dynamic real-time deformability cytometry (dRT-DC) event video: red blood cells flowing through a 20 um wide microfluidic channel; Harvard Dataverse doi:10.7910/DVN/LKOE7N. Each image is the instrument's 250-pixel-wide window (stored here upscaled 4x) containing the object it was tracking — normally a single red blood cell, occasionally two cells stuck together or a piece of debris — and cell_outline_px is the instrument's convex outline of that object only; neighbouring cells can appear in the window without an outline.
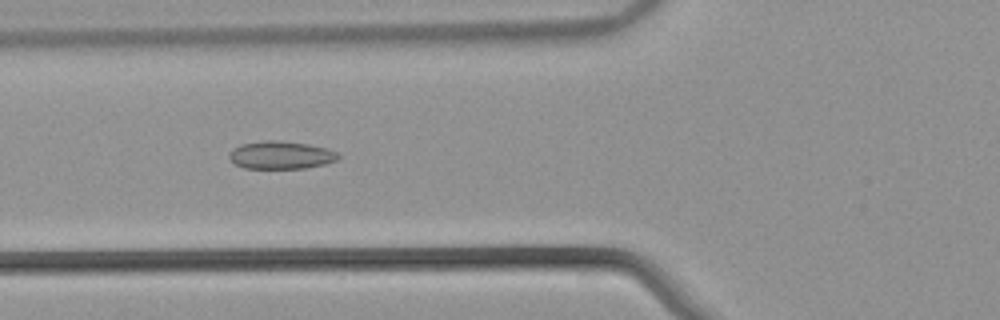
{"species": "common noctule bat (a hibernating species)", "species_latin": "Nyctalus noctula", "temperature_condition": "warm", "stored_images_in_passage": 54, "camera_frame_rate_fps": 3000, "um_per_image_px": 0.085, "animal": {"sex": "male", "body_mass_g": 21.5, "forearm_length_mm": 52.0}, "frame": {"image": 1, "passage_image": 21, "time_ms": 6.667, "image_size_px": [1000, 320], "cell_outline_px": [[340, 156], [336, 160], [324, 164], [308, 168], [244, 168], [236, 164], [228, 156], [232, 148], [240, 144], [268, 140], [272, 140], [308, 144], [328, 148], [336, 152]], "centroid_in_image_um": [23.87, 13.18], "position_along_channel_um": 101.9, "area_um2": 17.57}}
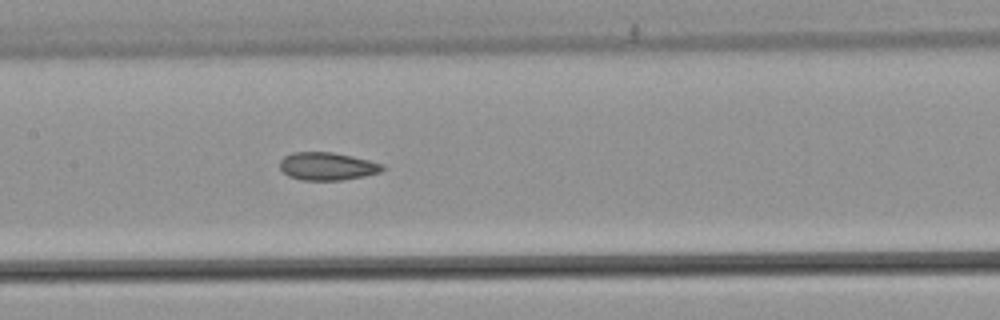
{"frame": {"image": 2, "passage_image": 27, "time_ms": 8.667, "image_size_px": [1000, 320], "cell_outline_px": [[384, 168], [380, 172], [364, 176], [344, 180], [300, 180], [288, 176], [280, 168], [280, 160], [284, 156], [292, 152], [332, 152], [352, 156], [384, 164]], "centroid_in_image_um": [27.8, 14.13], "position_along_channel_um": 179.6, "area_um2": 16.7}}
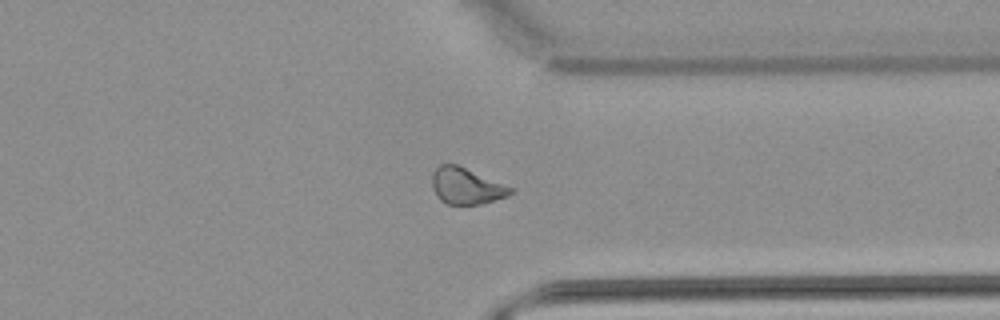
{"frame": {"image": 3, "passage_image": 42, "time_ms": 13.667, "image_size_px": [1000, 320], "cell_outline_px": [[512, 192], [508, 196], [480, 204], [444, 204], [436, 196], [432, 188], [432, 172], [440, 164], [456, 164], [512, 188]], "centroid_in_image_um": [39.57, 15.82], "position_along_channel_um": 371.8, "area_um2": 16.36}, "authors_computed_cell_mechanics": {"area_um2": 17.8313, "velocity_mm_per_s": 3.8644, "shape_relaxation_time_tau1_ms": null, "shape_relaxation_time_tau2_ms": 4.2779, "deformation_change_tau1": null, "deformation_change_tau2": 0.0898}}